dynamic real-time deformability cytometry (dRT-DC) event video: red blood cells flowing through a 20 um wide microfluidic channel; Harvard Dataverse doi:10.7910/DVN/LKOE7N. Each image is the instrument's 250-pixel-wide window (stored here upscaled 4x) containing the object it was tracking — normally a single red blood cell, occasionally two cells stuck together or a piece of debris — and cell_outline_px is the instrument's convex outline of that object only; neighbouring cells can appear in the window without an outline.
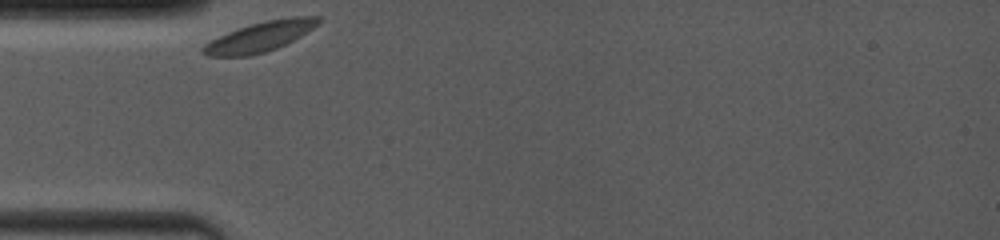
{"species": "common noctule bat (a hibernating species)", "species_latin": "Nyctalus noctula", "temperature_condition": "room temperature", "stored_images_in_passage": 5, "camera_frame_rate_fps": 4000, "um_per_image_px": 0.085, "animal": {"sex": "female", "body_mass_g": 19.0, "forearm_length_mm": 53.3}, "frame": {"image": 1, "passage_image": 1, "time_ms": 0.0, "image_size_px": [1000, 240], "cell_outline_px": [[324, 20], [320, 24], [300, 36], [276, 48], [264, 52], [248, 56], [208, 56], [200, 52], [200, 48], [204, 44], [228, 32], [252, 24], [268, 20], [296, 16], [320, 16]], "centroid_in_image_um": [22.13, 3.11], "position_along_channel_um": 62.9, "area_um2": 19.88}}
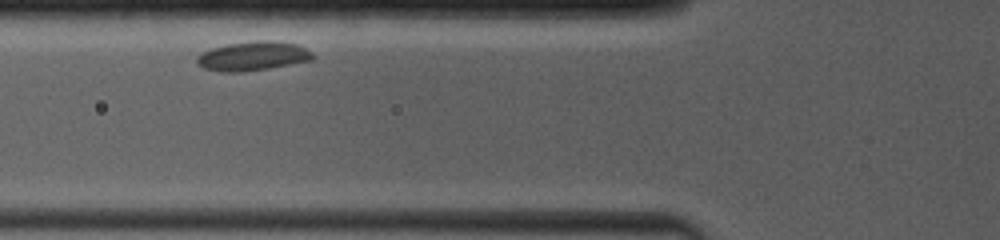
{"frame": {"image": 2, "passage_image": 3, "time_ms": 1.25, "image_size_px": [1000, 240], "cell_outline_px": [[316, 56], [312, 60], [268, 68], [240, 72], [220, 72], [204, 68], [196, 64], [196, 56], [212, 48], [228, 44], [256, 40], [276, 40], [300, 44], [312, 52]], "centroid_in_image_um": [21.53, 4.75], "position_along_channel_um": 104.3, "area_um2": 19.88}}
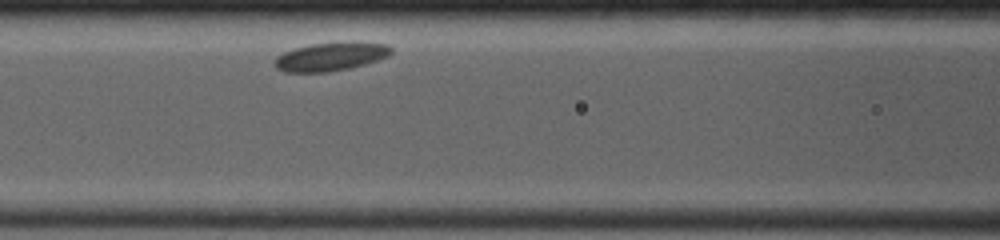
{"frame": {"image": 3, "passage_image": 5, "time_ms": 2.25, "image_size_px": [1000, 240], "cell_outline_px": [[392, 52], [388, 56], [352, 68], [328, 72], [284, 72], [276, 68], [276, 56], [284, 52], [296, 48], [312, 44], [352, 40], [360, 40], [388, 44], [392, 48]], "centroid_in_image_um": [28.18, 4.78], "position_along_channel_um": 138.4, "area_um2": 19.71}}